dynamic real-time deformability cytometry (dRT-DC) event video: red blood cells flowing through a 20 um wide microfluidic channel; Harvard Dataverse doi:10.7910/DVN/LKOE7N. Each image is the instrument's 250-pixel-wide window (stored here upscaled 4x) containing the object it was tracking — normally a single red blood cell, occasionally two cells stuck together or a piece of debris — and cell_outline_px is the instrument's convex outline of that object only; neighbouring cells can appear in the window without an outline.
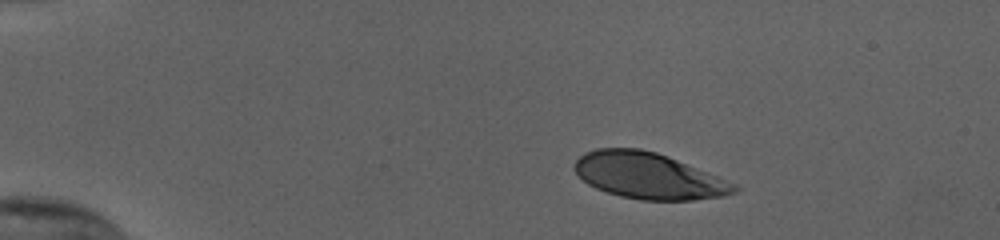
{"species": "human", "species_latin": "Homo sapiens", "temperature_condition": "cold", "stored_images_in_passage": 46, "camera_frame_rate_fps": 3000, "um_per_image_px": 0.085, "donor": {"sex": "female"}, "frame": {"image": 1, "passage_image": 1, "time_ms": 0.0, "image_size_px": [1000, 240], "cell_outline_px": [[740, 188], [736, 192], [724, 196], [692, 200], [640, 200], [620, 196], [596, 188], [588, 184], [576, 172], [576, 160], [584, 152], [596, 148], [640, 148], [656, 152], [668, 156], [736, 184]], "centroid_in_image_um": [55.13, 14.94], "position_along_channel_um": 29.9, "area_um2": 42.66}}
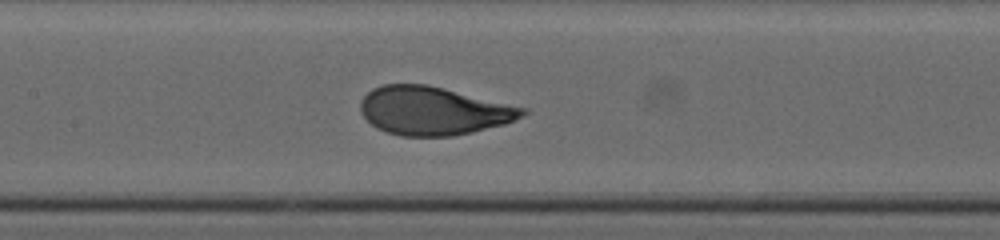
{"frame": {"image": 2, "passage_image": 19, "time_ms": 6.0, "image_size_px": [1000, 240], "cell_outline_px": [[528, 112], [524, 116], [504, 124], [472, 132], [452, 136], [400, 136], [376, 128], [360, 112], [360, 100], [372, 88], [384, 84], [428, 84], [528, 108]], "centroid_in_image_um": [36.84, 9.41], "position_along_channel_um": 170.6, "area_um2": 45.78}}
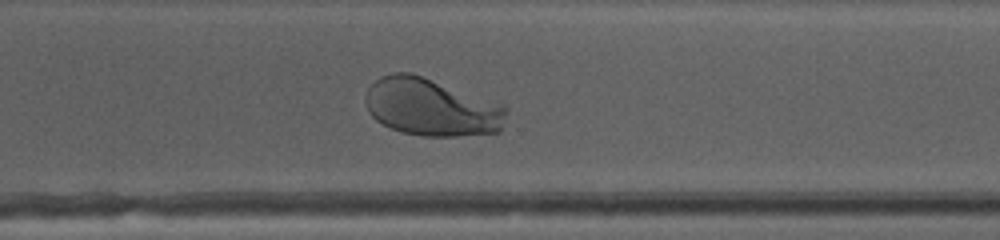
{"frame": {"image": 3, "passage_image": 32, "time_ms": 10.333, "image_size_px": [1000, 240], "cell_outline_px": [[508, 112], [500, 132], [460, 136], [424, 136], [400, 132], [376, 120], [368, 112], [364, 100], [364, 96], [368, 88], [380, 76], [392, 72], [412, 72], [508, 108]], "centroid_in_image_um": [36.61, 9.12], "position_along_channel_um": 334.0, "area_um2": 46.99}, "authors_computed_cell_mechanics": {"area_um2": 45.8932, "velocity_mm_per_s": 3.791, "shape_relaxation_time_tau1_ms": 2.6233, "shape_relaxation_time_tau2_ms": null, "deformation_change_tau1": 0.182, "deformation_change_tau2": null}}